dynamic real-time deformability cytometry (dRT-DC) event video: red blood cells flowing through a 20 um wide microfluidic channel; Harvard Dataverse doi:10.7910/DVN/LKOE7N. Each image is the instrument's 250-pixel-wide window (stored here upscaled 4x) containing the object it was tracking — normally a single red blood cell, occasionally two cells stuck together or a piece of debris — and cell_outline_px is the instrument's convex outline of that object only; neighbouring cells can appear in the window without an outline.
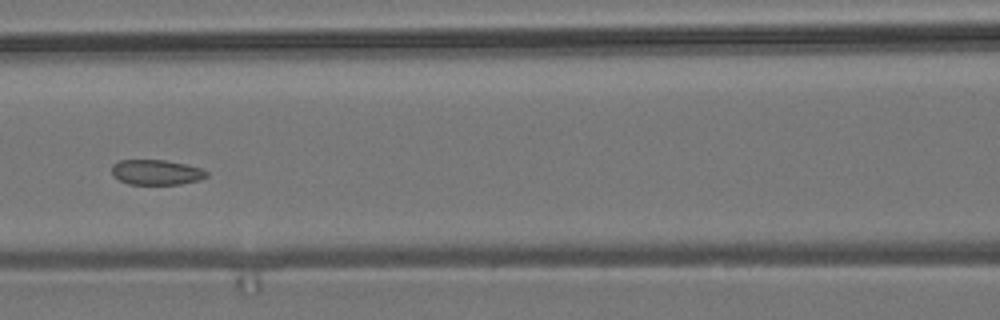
{"species": "common noctule bat (a hibernating species)", "species_latin": "Nyctalus noctula", "temperature_condition": "room temperature", "stored_images_in_passage": 8, "camera_frame_rate_fps": 3000, "um_per_image_px": 0.085, "animal": {"sex": "male", "body_mass_g": 19.2, "forearm_length_mm": 51.8}, "frame": {"image": 1, "passage_image": 8, "time_ms": 2.333, "image_size_px": [1000, 320], "cell_outline_px": [[208, 176], [200, 180], [180, 184], [128, 184], [112, 176], [112, 164], [120, 160], [164, 160], [184, 164], [200, 168], [208, 172]], "centroid_in_image_um": [13.27, 14.64], "position_along_channel_um": 153.3, "area_um2": 13.87}}